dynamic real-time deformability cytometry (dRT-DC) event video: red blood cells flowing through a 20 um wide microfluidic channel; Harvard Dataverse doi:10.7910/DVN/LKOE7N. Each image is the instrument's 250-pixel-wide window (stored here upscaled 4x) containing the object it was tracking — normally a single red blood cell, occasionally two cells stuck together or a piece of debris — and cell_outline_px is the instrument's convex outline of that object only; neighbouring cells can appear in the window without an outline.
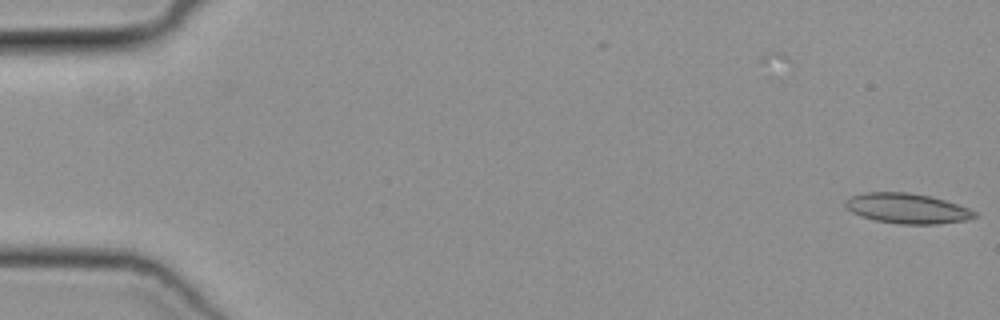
{"species": "common noctule bat (a hibernating species)", "species_latin": "Nyctalus noctula", "temperature_condition": "cold", "stored_images_in_passage": 49, "camera_frame_rate_fps": 3000, "um_per_image_px": 0.085, "animal": {"sex": "female", "body_mass_g": 19.3, "forearm_length_mm": 54.1}, "frame": {"image": 1, "passage_image": 1, "time_ms": 0.0, "image_size_px": [1000, 320], "cell_outline_px": [[976, 216], [964, 220], [936, 224], [900, 224], [876, 220], [860, 216], [852, 212], [844, 204], [852, 196], [868, 192], [908, 192], [932, 196], [968, 208], [976, 212]], "centroid_in_image_um": [77.11, 17.71], "position_along_channel_um": 7.9, "area_um2": 22.37}}
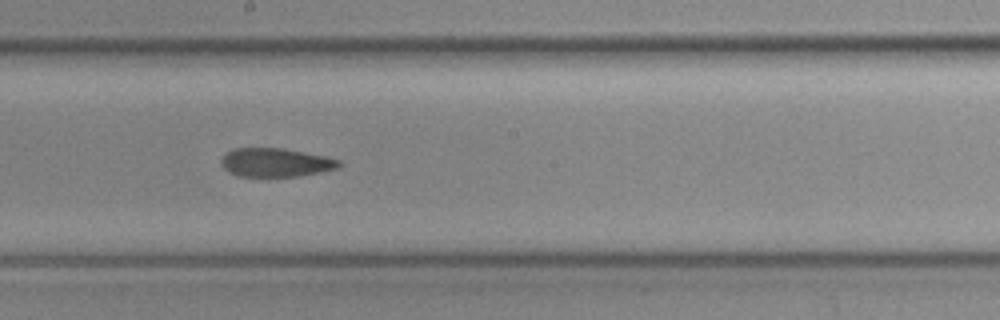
{"frame": {"image": 2, "passage_image": 28, "time_ms": 9.0, "image_size_px": [1000, 320], "cell_outline_px": [[344, 164], [340, 168], [300, 176], [236, 176], [228, 172], [220, 164], [220, 160], [232, 148], [284, 148], [324, 156], [340, 160]], "centroid_in_image_um": [23.45, 13.81], "position_along_channel_um": 224.8, "area_um2": 19.83}}
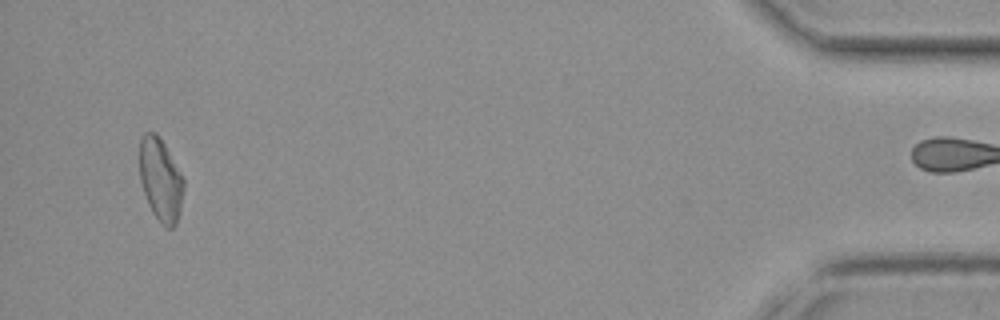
{"frame": {"image": 3, "passage_image": 48, "time_ms": 15.667, "image_size_px": [1000, 320], "cell_outline_px": [[184, 188], [180, 212], [176, 224], [172, 228], [164, 228], [152, 212], [148, 204], [140, 180], [140, 140], [144, 132], [156, 132], [164, 144], [180, 172], [184, 180]], "centroid_in_image_um": [13.65, 15.3], "position_along_channel_um": 421.5, "area_um2": 21.27}}